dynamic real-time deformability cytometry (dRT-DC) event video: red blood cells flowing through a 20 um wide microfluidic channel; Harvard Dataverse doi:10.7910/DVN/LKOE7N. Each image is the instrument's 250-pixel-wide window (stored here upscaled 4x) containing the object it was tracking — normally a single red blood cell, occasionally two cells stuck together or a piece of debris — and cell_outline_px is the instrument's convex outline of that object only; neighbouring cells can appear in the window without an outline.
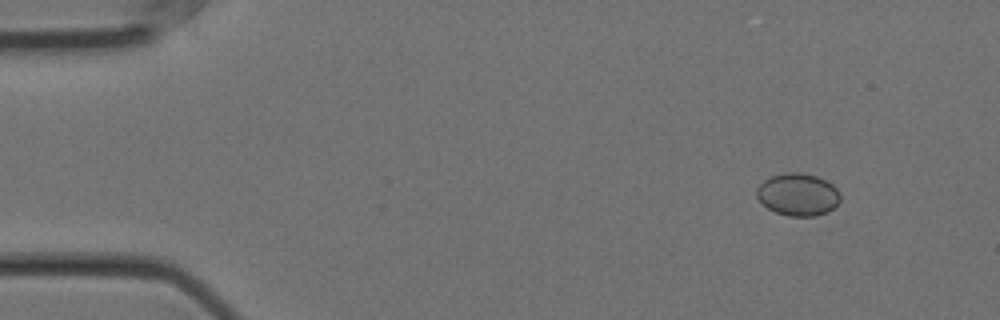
{"species": "Egyptian fruit bat (a non-hibernating species)", "species_latin": "Rousettus aegyptiacus", "temperature_condition": "cold", "stored_images_in_passage": 53, "camera_frame_rate_fps": 3000, "um_per_image_px": 0.085, "animal": {"sex": "female"}, "frame": {"image": 1, "passage_image": 2, "time_ms": 0.333, "image_size_px": [1000, 320], "cell_outline_px": [[840, 200], [828, 212], [816, 216], [788, 216], [776, 212], [768, 208], [756, 196], [756, 188], [768, 176], [784, 172], [800, 172], [816, 176], [832, 184], [840, 192]], "centroid_in_image_um": [67.81, 16.52], "position_along_channel_um": 17.2, "area_um2": 20.75}}
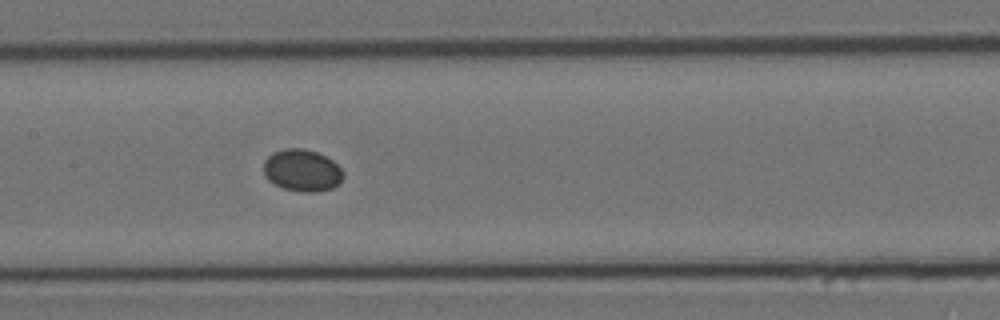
{"frame": {"image": 2, "passage_image": 24, "time_ms": 7.667, "image_size_px": [1000, 320], "cell_outline_px": [[344, 176], [340, 184], [332, 188], [316, 192], [304, 192], [284, 188], [268, 180], [264, 176], [264, 160], [272, 152], [284, 148], [304, 148], [316, 152], [332, 160], [344, 172]], "centroid_in_image_um": [25.68, 14.48], "position_along_channel_um": 181.7, "area_um2": 19.59}}
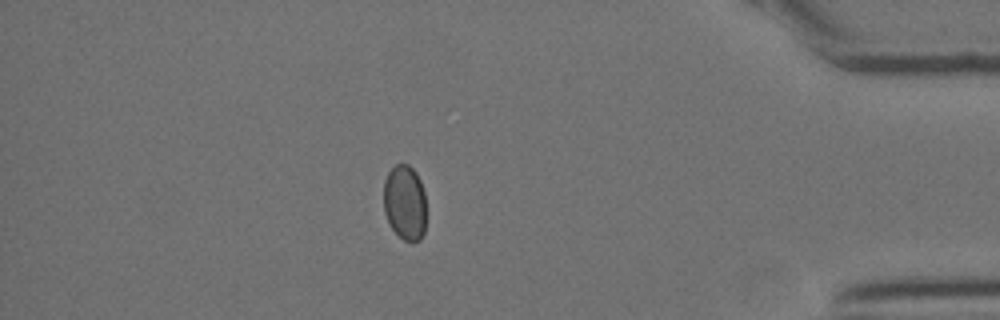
{"frame": {"image": 3, "passage_image": 46, "time_ms": 15.0, "image_size_px": [1000, 320], "cell_outline_px": [[424, 232], [420, 240], [412, 244], [404, 240], [388, 224], [384, 212], [384, 180], [388, 172], [396, 164], [408, 164], [416, 172], [420, 180], [424, 192]], "centroid_in_image_um": [34.39, 17.23], "position_along_channel_um": 400.8, "area_um2": 18.73}}